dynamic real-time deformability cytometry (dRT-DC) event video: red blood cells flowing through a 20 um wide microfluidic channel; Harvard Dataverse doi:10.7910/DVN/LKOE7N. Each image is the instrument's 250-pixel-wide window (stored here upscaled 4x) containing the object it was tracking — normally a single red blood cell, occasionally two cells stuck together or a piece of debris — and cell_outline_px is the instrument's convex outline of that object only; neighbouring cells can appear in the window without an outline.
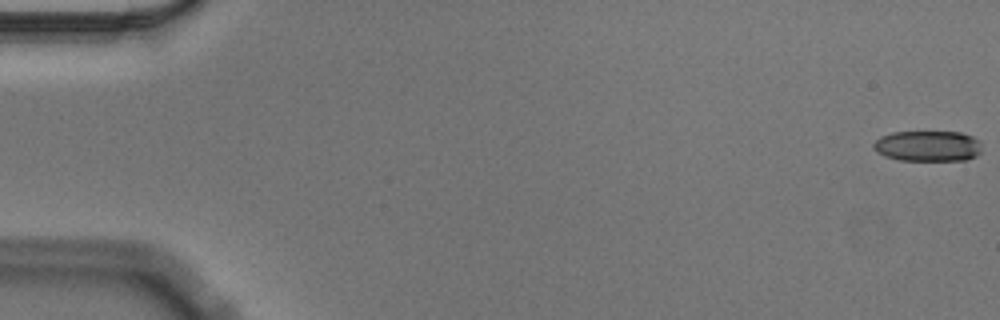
{"species": "Egyptian fruit bat (a non-hibernating species)", "species_latin": "Rousettus aegyptiacus", "temperature_condition": "cold", "stored_images_in_passage": 57, "camera_frame_rate_fps": 3000, "um_per_image_px": 0.085, "animal": {"sex": "male"}, "frame": {"image": 1, "passage_image": 1, "time_ms": 0.0, "image_size_px": [1000, 320], "cell_outline_px": [[980, 152], [976, 156], [964, 160], [900, 160], [884, 156], [876, 152], [872, 148], [872, 144], [880, 136], [892, 132], [960, 132], [972, 136], [980, 140]], "centroid_in_image_um": [78.83, 12.41], "position_along_channel_um": 6.2, "area_um2": 19.48}}
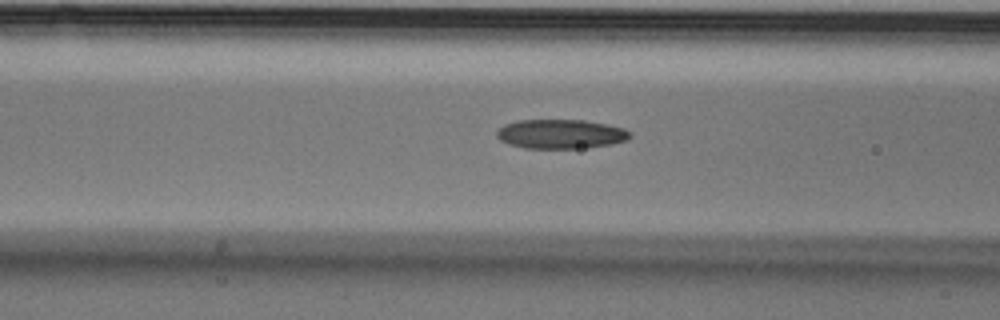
{"frame": {"image": 2, "passage_image": 23, "time_ms": 7.333, "image_size_px": [1000, 320], "cell_outline_px": [[632, 136], [628, 140], [612, 144], [580, 148], [524, 148], [508, 144], [500, 140], [496, 136], [496, 132], [504, 124], [516, 120], [584, 120], [608, 124], [624, 128], [632, 132]], "centroid_in_image_um": [47.68, 11.38], "position_along_channel_um": 118.9, "area_um2": 22.95}}
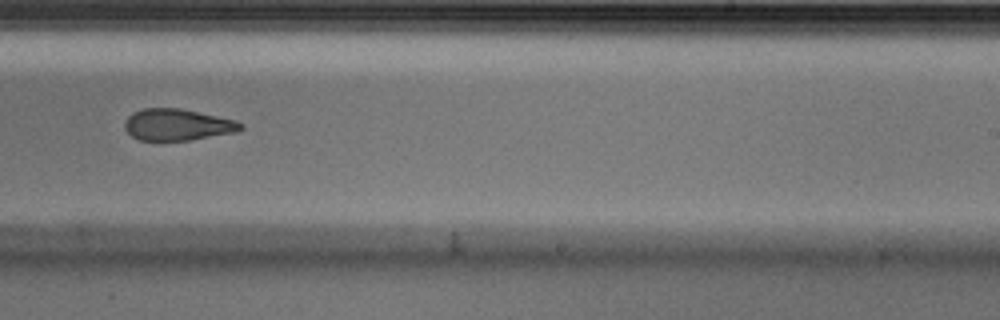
{"frame": {"image": 3, "passage_image": 36, "time_ms": 11.667, "image_size_px": [1000, 320], "cell_outline_px": [[244, 128], [236, 132], [188, 140], [140, 140], [132, 136], [124, 128], [124, 120], [132, 112], [144, 108], [180, 108], [236, 120], [244, 124]], "centroid_in_image_um": [15.07, 10.59], "position_along_channel_um": 273.9, "area_um2": 21.33}, "authors_computed_cell_mechanics": {"area_um2": 22.4842, "velocity_mm_per_s": 3.5753, "shape_relaxation_time_tau1_ms": 10.7932, "shape_relaxation_time_tau2_ms": 3.6593, "deformation_change_tau1": 0.2035, "deformation_change_tau2": 0.123}}